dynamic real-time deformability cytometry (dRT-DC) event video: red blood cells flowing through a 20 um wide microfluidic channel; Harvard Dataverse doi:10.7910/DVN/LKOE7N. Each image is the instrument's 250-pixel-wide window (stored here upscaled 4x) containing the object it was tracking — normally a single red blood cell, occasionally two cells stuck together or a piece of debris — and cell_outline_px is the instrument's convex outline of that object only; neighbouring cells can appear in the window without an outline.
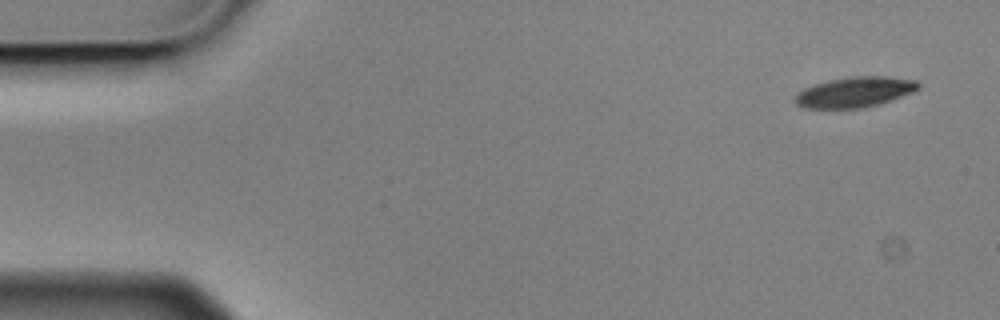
{"species": "Egyptian fruit bat (a non-hibernating species)", "species_latin": "Rousettus aegyptiacus", "temperature_condition": "cold", "stored_images_in_passage": 4, "camera_frame_rate_fps": 3000, "um_per_image_px": 0.085, "animal": {"sex": "male"}, "frame": {"image": 1, "passage_image": 1, "time_ms": 0.0, "image_size_px": [1000, 320], "cell_outline_px": [[920, 88], [912, 92], [892, 100], [880, 104], [864, 108], [804, 108], [796, 104], [792, 100], [804, 88], [828, 80], [852, 76], [888, 76], [916, 80], [920, 84]], "centroid_in_image_um": [72.68, 7.83], "position_along_channel_um": 12.3, "area_um2": 21.91}}